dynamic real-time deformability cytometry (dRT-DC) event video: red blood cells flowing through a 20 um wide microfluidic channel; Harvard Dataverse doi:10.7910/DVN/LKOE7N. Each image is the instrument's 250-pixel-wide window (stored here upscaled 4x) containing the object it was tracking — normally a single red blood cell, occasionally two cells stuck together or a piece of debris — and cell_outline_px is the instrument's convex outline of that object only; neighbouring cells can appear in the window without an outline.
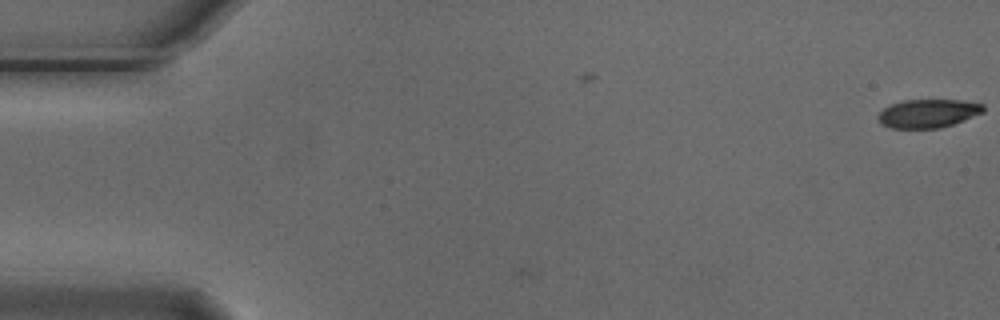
{"species": "Egyptian fruit bat (a non-hibernating species)", "species_latin": "Rousettus aegyptiacus", "temperature_condition": "cold", "stored_images_in_passage": 2, "camera_frame_rate_fps": 3000, "um_per_image_px": 0.085, "animal": {"sex": "male"}, "frame": {"image": 1, "passage_image": 2, "time_ms": 0.333, "image_size_px": [1000, 320], "cell_outline_px": [[984, 112], [964, 120], [940, 128], [892, 128], [880, 124], [876, 116], [884, 108], [892, 104], [904, 100], [960, 100], [984, 104]], "centroid_in_image_um": [78.87, 9.64], "position_along_channel_um": 6.1, "area_um2": 17.46}}